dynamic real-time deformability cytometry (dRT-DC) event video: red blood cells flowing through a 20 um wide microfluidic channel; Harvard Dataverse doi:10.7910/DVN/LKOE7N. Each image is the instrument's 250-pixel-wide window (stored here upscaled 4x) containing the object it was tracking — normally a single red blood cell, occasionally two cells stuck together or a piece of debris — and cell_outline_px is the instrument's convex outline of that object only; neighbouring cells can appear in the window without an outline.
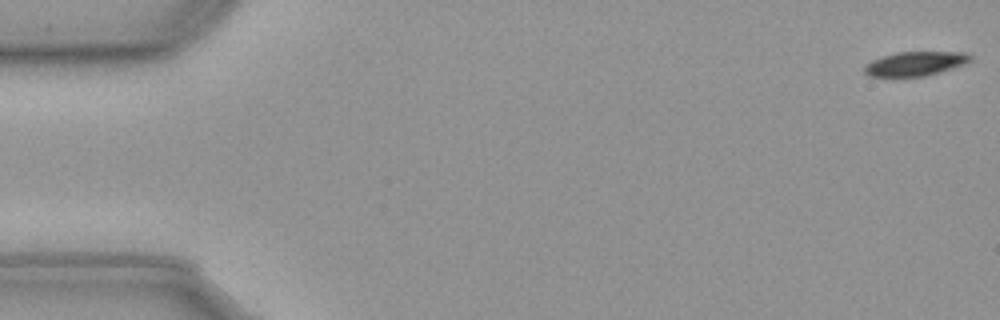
{"species": "common noctule bat (a hibernating species)", "species_latin": "Nyctalus noctula", "temperature_condition": "cold", "stored_images_in_passage": 52, "camera_frame_rate_fps": 3000, "um_per_image_px": 0.085, "animal": {"sex": "male", "body_mass_g": 23.1, "forearm_length_mm": 52.7}, "frame": {"image": 1, "passage_image": 1, "time_ms": 0.0, "image_size_px": [1000, 320], "cell_outline_px": [[972, 56], [968, 60], [960, 64], [924, 76], [872, 76], [864, 72], [864, 68], [872, 60], [896, 52], [960, 52]], "centroid_in_image_um": [77.71, 5.4], "position_along_channel_um": 7.3, "area_um2": 14.16}}
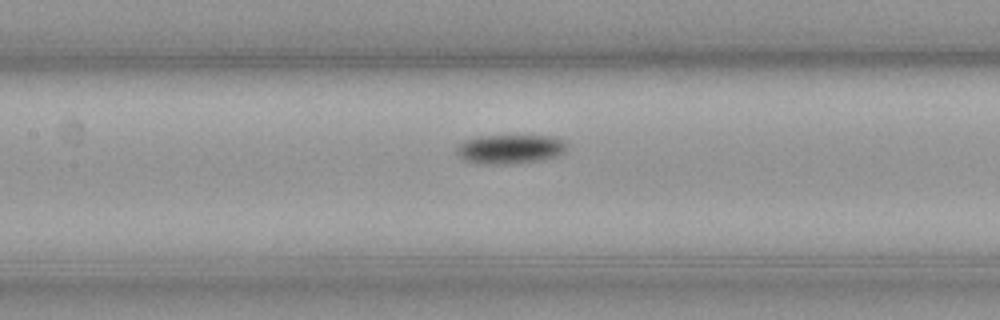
{"frame": {"image": 2, "passage_image": 26, "time_ms": 8.333, "image_size_px": [1000, 320], "cell_outline_px": [[568, 148], [560, 156], [544, 160], [508, 164], [488, 164], [464, 160], [456, 152], [456, 144], [464, 140], [480, 136], [552, 136], [564, 140], [568, 144]], "centroid_in_image_um": [43.4, 12.67], "position_along_channel_um": 164.0, "area_um2": 19.02}}
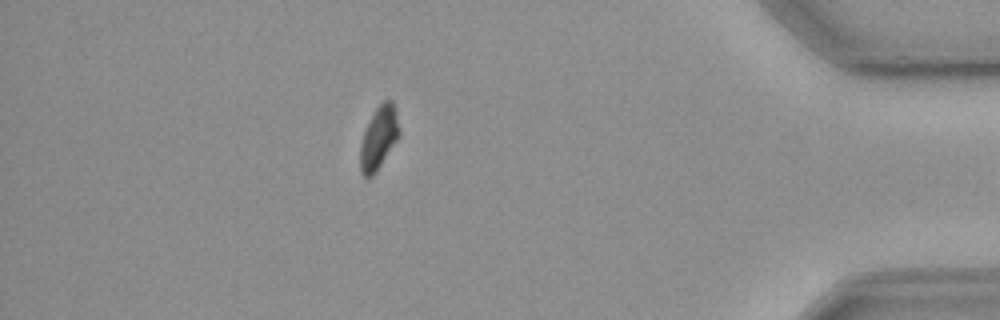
{"frame": {"image": 3, "passage_image": 50, "time_ms": 16.333, "image_size_px": [1000, 320], "cell_outline_px": [[400, 136], [372, 176], [364, 176], [360, 172], [360, 144], [364, 132], [376, 108], [384, 100], [392, 100], [396, 108], [400, 128]], "centroid_in_image_um": [32.22, 11.68], "position_along_channel_um": 403.0, "area_um2": 14.16}, "authors_computed_cell_mechanics": {"area_um2": 16.5597, "velocity_mm_per_s": 3.5968, "shape_relaxation_time_tau1_ms": 1.2828, "shape_relaxation_time_tau2_ms": null, "deformation_change_tau1": 0.0738, "deformation_change_tau2": null}}